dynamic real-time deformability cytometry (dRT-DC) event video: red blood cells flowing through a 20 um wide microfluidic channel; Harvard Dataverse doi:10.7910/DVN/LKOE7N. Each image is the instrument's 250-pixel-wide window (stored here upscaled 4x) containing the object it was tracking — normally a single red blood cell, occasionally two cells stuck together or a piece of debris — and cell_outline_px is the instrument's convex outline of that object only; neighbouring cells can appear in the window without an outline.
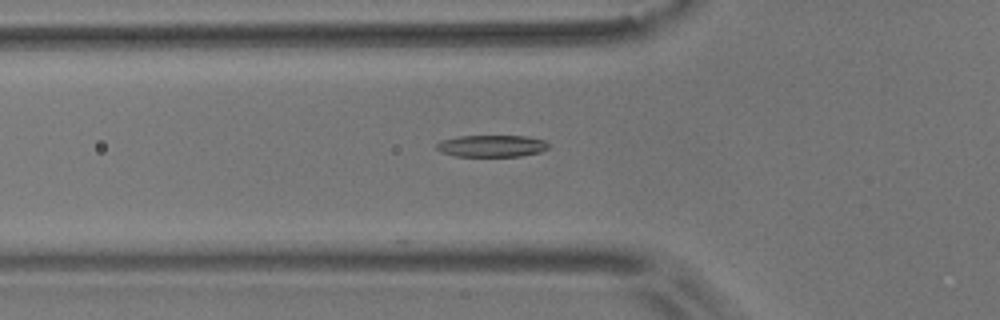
{"species": "common noctule bat (a hibernating species)", "species_latin": "Nyctalus noctula", "temperature_condition": "room temperature", "stored_images_in_passage": 11, "camera_frame_rate_fps": 3000, "um_per_image_px": 0.085, "animal": {"sex": "male", "body_mass_g": 17.9}, "frame": {"image": 1, "passage_image": 3, "time_ms": 0.667, "image_size_px": [1000, 320], "cell_outline_px": [[548, 148], [540, 152], [520, 156], [456, 156], [440, 152], [436, 148], [436, 144], [440, 140], [460, 136], [528, 136], [544, 140], [548, 144]], "centroid_in_image_um": [41.77, 12.4], "position_along_channel_um": 84.0, "area_um2": 14.28}}
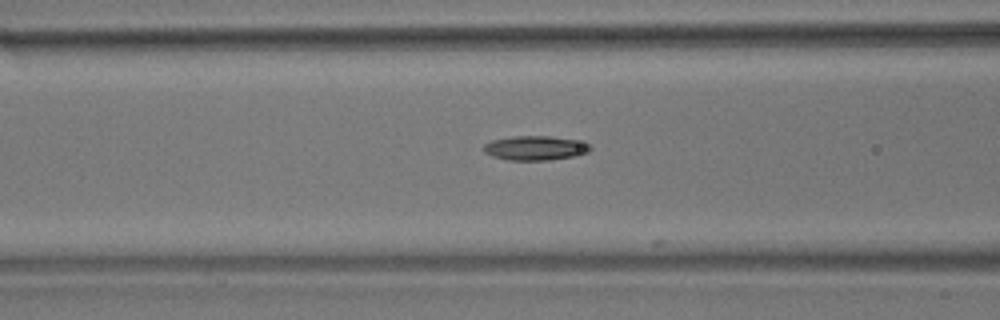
{"frame": {"image": 2, "passage_image": 6, "time_ms": 1.667, "image_size_px": [1000, 320], "cell_outline_px": [[592, 148], [588, 152], [576, 156], [548, 160], [508, 160], [492, 156], [484, 152], [480, 148], [484, 144], [492, 140], [512, 136], [548, 136], [576, 140], [588, 144]], "centroid_in_image_um": [45.45, 12.58], "position_along_channel_um": 121.2, "area_um2": 15.2}}
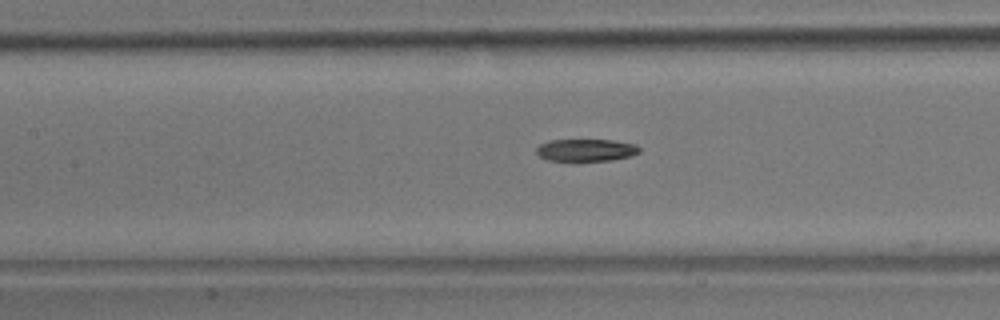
{"frame": {"image": 3, "passage_image": 9, "time_ms": 2.667, "image_size_px": [1000, 320], "cell_outline_px": [[640, 152], [632, 156], [612, 160], [576, 164], [548, 160], [540, 156], [536, 152], [536, 148], [540, 144], [548, 140], [612, 140], [636, 144], [640, 148]], "centroid_in_image_um": [49.8, 12.81], "position_along_channel_um": 157.6, "area_um2": 14.22}}